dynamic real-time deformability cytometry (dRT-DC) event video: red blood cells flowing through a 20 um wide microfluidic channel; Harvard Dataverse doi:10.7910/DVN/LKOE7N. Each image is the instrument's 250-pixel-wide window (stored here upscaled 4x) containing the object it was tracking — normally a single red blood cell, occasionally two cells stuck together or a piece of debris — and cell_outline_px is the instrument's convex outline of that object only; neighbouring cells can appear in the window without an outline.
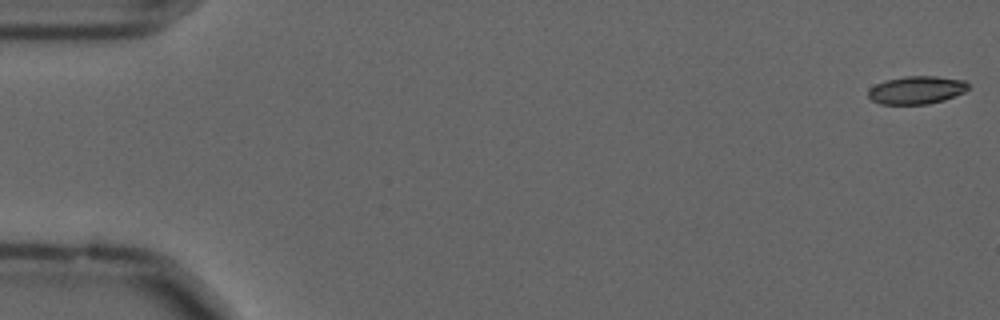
{"species": "common noctule bat (a hibernating species)", "species_latin": "Nyctalus noctula", "temperature_condition": "cold", "stored_images_in_passage": 17, "camera_frame_rate_fps": 3000, "um_per_image_px": 0.085, "animal": {"sex": "male", "forearm_length_mm": 52.5}, "frame": {"image": 1, "passage_image": 1, "time_ms": 0.0, "image_size_px": [1000, 320], "cell_outline_px": [[968, 88], [964, 92], [944, 100], [928, 104], [880, 104], [872, 100], [868, 96], [868, 92], [876, 84], [884, 80], [904, 76], [936, 76], [964, 80], [968, 84]], "centroid_in_image_um": [77.9, 7.65], "position_along_channel_um": 7.1, "area_um2": 16.24}}
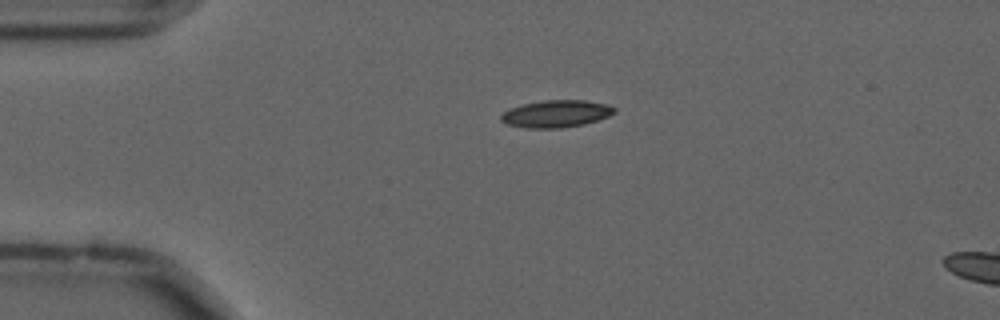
{"frame": {"image": 2, "passage_image": 13, "time_ms": 4.0, "image_size_px": [1000, 320], "cell_outline_px": [[616, 112], [608, 116], [584, 124], [560, 128], [528, 128], [508, 124], [500, 120], [500, 116], [508, 108], [524, 104], [544, 100], [584, 100], [608, 104], [616, 108]], "centroid_in_image_um": [47.28, 9.66], "position_along_channel_um": 37.7, "area_um2": 17.92}}